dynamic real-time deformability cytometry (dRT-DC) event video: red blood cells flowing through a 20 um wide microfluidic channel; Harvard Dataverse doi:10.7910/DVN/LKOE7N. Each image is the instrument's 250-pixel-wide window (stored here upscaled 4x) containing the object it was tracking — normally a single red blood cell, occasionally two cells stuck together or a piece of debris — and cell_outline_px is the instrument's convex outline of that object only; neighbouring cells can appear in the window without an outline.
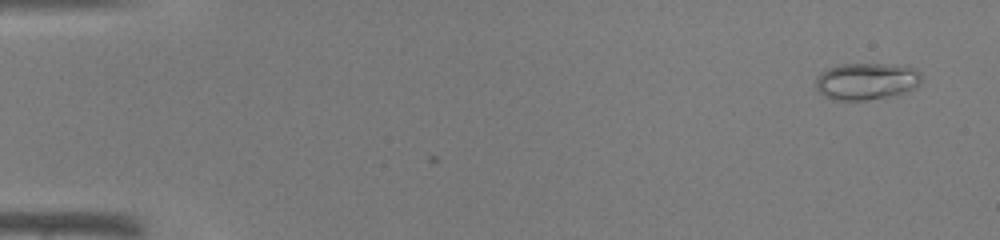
{"species": "common noctule bat (a hibernating species)", "species_latin": "Nyctalus noctula", "temperature_condition": "warm", "stored_images_in_passage": 3, "camera_frame_rate_fps": 3000, "um_per_image_px": 0.085, "animal": {"sex": "male", "body_mass_g": 19.0, "forearm_length_mm": 50.8}, "frame": {"image": 1, "passage_image": 1, "time_ms": 0.0, "image_size_px": [1000, 240], "cell_outline_px": [[920, 84], [904, 92], [888, 96], [864, 100], [832, 100], [824, 96], [816, 88], [816, 76], [820, 72], [828, 68], [840, 64], [904, 64], [916, 68], [920, 72]], "centroid_in_image_um": [73.63, 6.88], "position_along_channel_um": 11.4, "area_um2": 22.89}}